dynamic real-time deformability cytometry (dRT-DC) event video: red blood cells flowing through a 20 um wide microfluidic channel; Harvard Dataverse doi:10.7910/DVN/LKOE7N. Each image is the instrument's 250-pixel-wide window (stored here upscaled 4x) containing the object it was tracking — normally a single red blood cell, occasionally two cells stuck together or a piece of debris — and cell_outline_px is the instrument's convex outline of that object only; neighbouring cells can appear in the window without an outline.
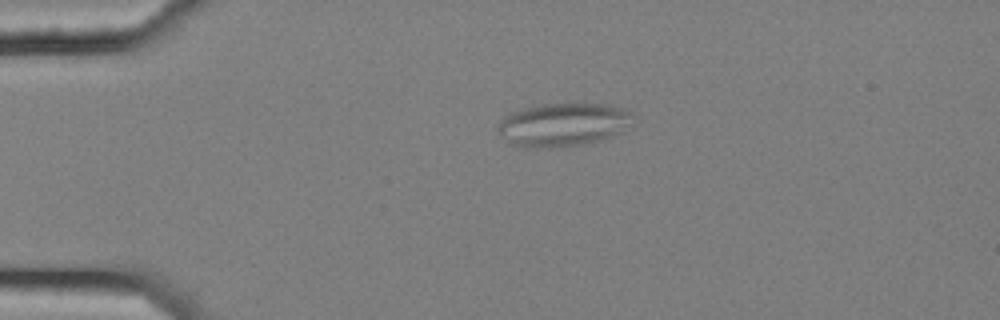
{"species": "common noctule bat (a hibernating species)", "species_latin": "Nyctalus noctula", "temperature_condition": "cold", "stored_images_in_passage": 5, "camera_frame_rate_fps": 3000, "um_per_image_px": 0.085, "animal": {"sex": "female", "body_mass_g": 25.1}, "frame": {"image": 1, "passage_image": 3, "time_ms": 0.667, "image_size_px": [1000, 320], "cell_outline_px": [[628, 116], [616, 132], [600, 140], [580, 144], [552, 148], [520, 148], [512, 144], [496, 128], [496, 124], [508, 112], [540, 104], [608, 104], [624, 108], [628, 112]], "centroid_in_image_um": [47.66, 10.59], "position_along_channel_um": 37.3, "area_um2": 33.18}}